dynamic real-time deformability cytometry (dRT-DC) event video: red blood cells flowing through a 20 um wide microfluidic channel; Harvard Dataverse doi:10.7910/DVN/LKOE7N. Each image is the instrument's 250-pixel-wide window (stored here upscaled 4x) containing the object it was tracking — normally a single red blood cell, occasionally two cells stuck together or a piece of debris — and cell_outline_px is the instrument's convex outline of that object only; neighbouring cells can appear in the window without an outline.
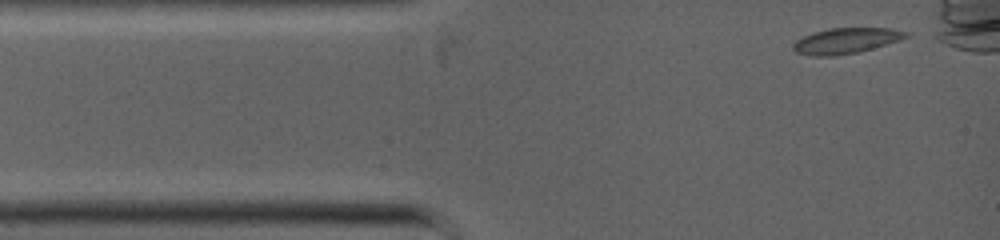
{"species": "common noctule bat (a hibernating species)", "species_latin": "Nyctalus noctula", "temperature_condition": "warm", "stored_images_in_passage": 23, "camera_frame_rate_fps": 5000, "um_per_image_px": 0.085, "animal": {"sex": "female", "body_mass_g": 19.0, "forearm_length_mm": 53.3}, "frame": {"image": 1, "passage_image": 1, "time_ms": 0.0, "image_size_px": [1000, 240], "cell_outline_px": [[908, 36], [900, 40], [872, 48], [856, 52], [832, 56], [812, 56], [796, 52], [792, 48], [792, 44], [796, 40], [812, 32], [828, 28], [888, 28], [908, 32]], "centroid_in_image_um": [71.86, 3.46], "position_along_channel_um": 13.1, "area_um2": 16.7}}